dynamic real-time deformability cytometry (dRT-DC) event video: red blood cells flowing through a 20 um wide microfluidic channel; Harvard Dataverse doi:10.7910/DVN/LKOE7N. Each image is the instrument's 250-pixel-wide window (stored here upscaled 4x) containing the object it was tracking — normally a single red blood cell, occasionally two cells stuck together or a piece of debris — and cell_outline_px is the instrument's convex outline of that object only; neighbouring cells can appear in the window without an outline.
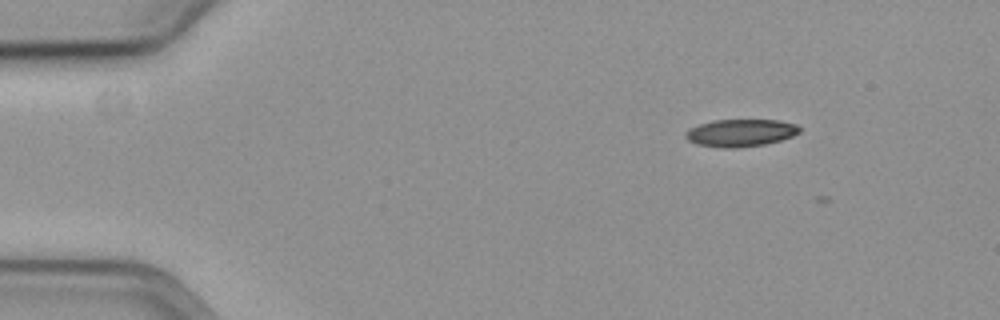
{"species": "common noctule bat (a hibernating species)", "species_latin": "Nyctalus noctula", "temperature_condition": "cold", "stored_images_in_passage": 2, "camera_frame_rate_fps": 3000, "um_per_image_px": 0.085, "animal": {"sex": "female", "body_mass_g": 19.3, "forearm_length_mm": 54.1}, "frame": {"image": 1, "passage_image": 1, "time_ms": 0.0, "image_size_px": [1000, 320], "cell_outline_px": [[800, 132], [792, 136], [780, 140], [764, 144], [736, 148], [724, 148], [696, 144], [688, 140], [684, 136], [684, 132], [688, 128], [712, 120], [780, 120], [796, 124], [800, 128]], "centroid_in_image_um": [62.92, 11.29], "position_along_channel_um": 22.1, "area_um2": 18.26}}